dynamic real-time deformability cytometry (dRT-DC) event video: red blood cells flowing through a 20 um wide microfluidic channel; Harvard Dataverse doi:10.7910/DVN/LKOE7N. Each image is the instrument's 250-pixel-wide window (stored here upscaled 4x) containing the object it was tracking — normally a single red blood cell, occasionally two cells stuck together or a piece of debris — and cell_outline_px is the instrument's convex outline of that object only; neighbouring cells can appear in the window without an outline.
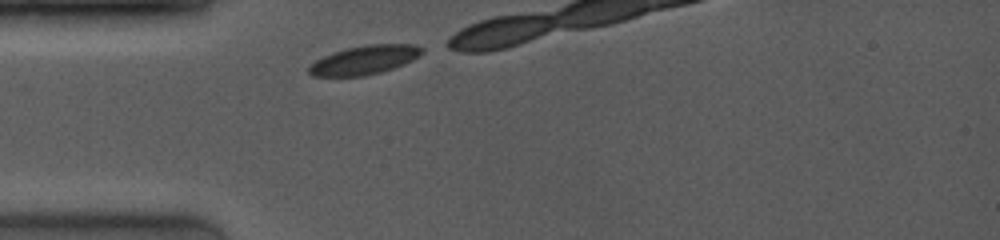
{"species": "common noctule bat (a hibernating species)", "species_latin": "Nyctalus noctula", "temperature_condition": "room temperature", "stored_images_in_passage": 7, "camera_frame_rate_fps": 4000, "um_per_image_px": 0.085, "animal": {"sex": "female", "body_mass_g": 19.0, "forearm_length_mm": 53.3}, "frame": {"image": 1, "passage_image": 1, "time_ms": 0.0, "image_size_px": [1000, 240], "cell_outline_px": [[424, 52], [420, 56], [404, 64], [380, 72], [364, 76], [312, 76], [308, 72], [308, 68], [316, 60], [332, 52], [344, 48], [368, 44], [412, 44], [424, 48]], "centroid_in_image_um": [30.99, 5.08], "position_along_channel_um": 54.0, "area_um2": 19.07}}